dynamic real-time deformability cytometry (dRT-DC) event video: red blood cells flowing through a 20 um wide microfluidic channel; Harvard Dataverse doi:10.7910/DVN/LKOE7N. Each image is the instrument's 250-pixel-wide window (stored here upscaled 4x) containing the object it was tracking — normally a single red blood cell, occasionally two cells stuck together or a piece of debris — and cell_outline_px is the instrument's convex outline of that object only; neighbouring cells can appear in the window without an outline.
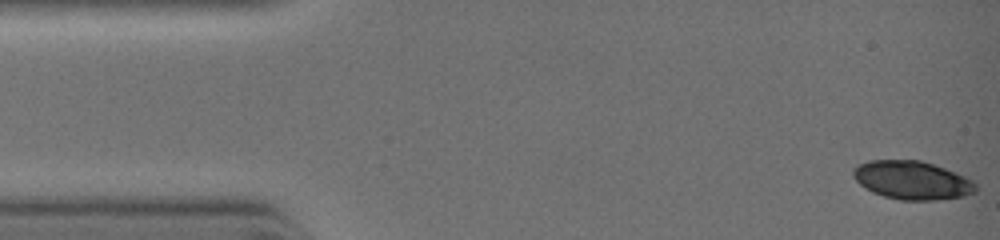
{"species": "common noctule bat (a hibernating species)", "species_latin": "Nyctalus noctula", "temperature_condition": "warm", "stored_images_in_passage": 5, "camera_frame_rate_fps": 3000, "um_per_image_px": 0.085, "animal": {"sex": "female", "body_mass_g": 19.0, "forearm_length_mm": 51.5}, "frame": {"image": 1, "passage_image": 1, "time_ms": 0.0, "image_size_px": [1000, 240], "cell_outline_px": [[976, 192], [964, 196], [932, 200], [900, 200], [884, 196], [872, 192], [860, 184], [852, 176], [852, 172], [860, 164], [872, 160], [920, 160], [944, 168], [976, 184]], "centroid_in_image_um": [77.49, 15.33], "position_along_channel_um": 7.5, "area_um2": 26.88}}